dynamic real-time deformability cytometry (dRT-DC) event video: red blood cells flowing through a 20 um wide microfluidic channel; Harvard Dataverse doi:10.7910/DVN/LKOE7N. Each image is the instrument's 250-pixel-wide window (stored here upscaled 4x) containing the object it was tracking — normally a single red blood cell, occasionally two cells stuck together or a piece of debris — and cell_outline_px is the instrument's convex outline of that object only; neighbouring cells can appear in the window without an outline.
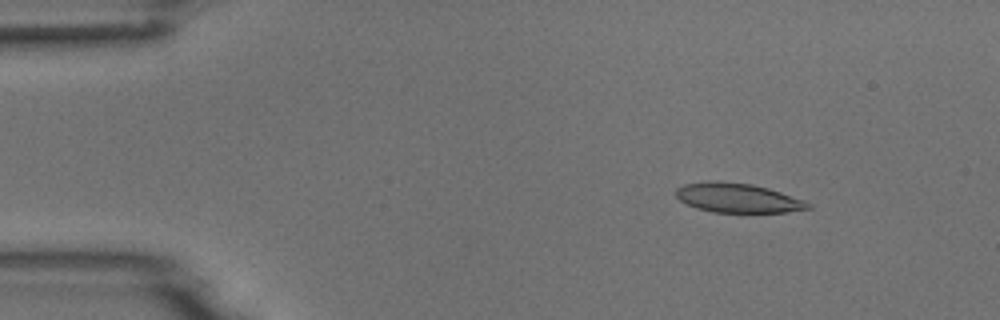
{"species": "common noctule bat (a hibernating species)", "species_latin": "Nyctalus noctula", "temperature_condition": "room temperature", "stored_images_in_passage": 8, "camera_frame_rate_fps": 3000, "um_per_image_px": 0.085, "animal": {"sex": "male", "body_mass_g": 18.8}, "frame": {"image": 1, "passage_image": 2, "time_ms": 1.333, "image_size_px": [1000, 320], "cell_outline_px": [[812, 208], [788, 212], [712, 212], [696, 208], [680, 200], [676, 196], [676, 188], [684, 184], [708, 180], [716, 180], [752, 184], [768, 188], [804, 200], [812, 204]], "centroid_in_image_um": [62.7, 16.81], "position_along_channel_um": 22.3, "area_um2": 22.72}}
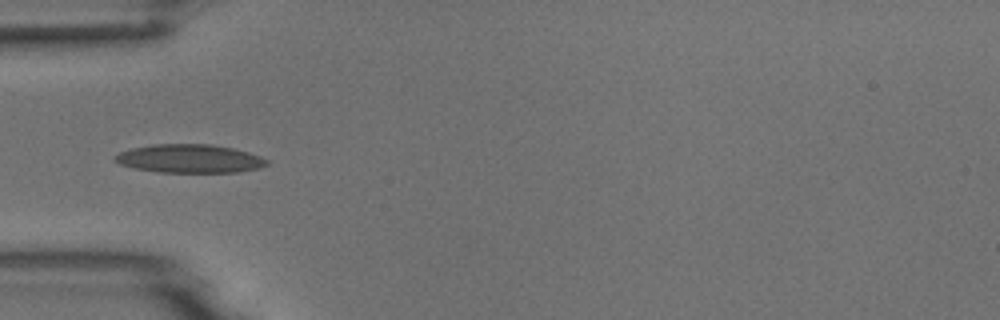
{"frame": {"image": 2, "passage_image": 5, "time_ms": 4.667, "image_size_px": [1000, 320], "cell_outline_px": [[268, 164], [256, 168], [236, 172], [156, 172], [136, 168], [120, 164], [112, 160], [112, 156], [120, 152], [132, 148], [152, 144], [212, 144], [232, 148], [248, 152], [260, 156], [268, 160]], "centroid_in_image_um": [16.07, 13.48], "position_along_channel_um": 68.9, "area_um2": 25.14}}